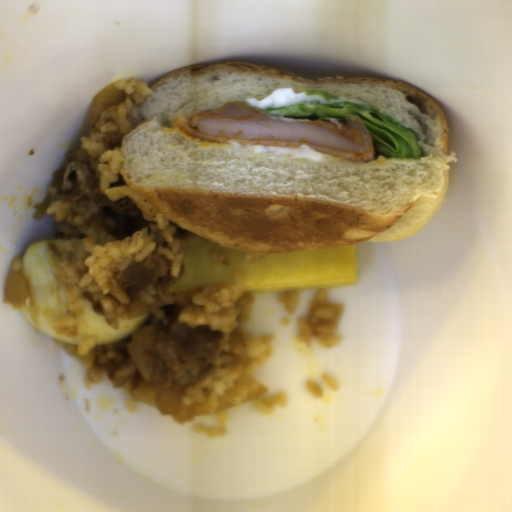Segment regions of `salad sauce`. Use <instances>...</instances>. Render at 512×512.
<instances>
[{
	"instance_id": "obj_1",
	"label": "salad sauce",
	"mask_w": 512,
	"mask_h": 512,
	"mask_svg": "<svg viewBox=\"0 0 512 512\" xmlns=\"http://www.w3.org/2000/svg\"><path fill=\"white\" fill-rule=\"evenodd\" d=\"M306 92L307 91L295 92L291 88L286 87L273 91L264 100L250 98L243 103L248 107L281 108L301 103L304 101Z\"/></svg>"
}]
</instances>
